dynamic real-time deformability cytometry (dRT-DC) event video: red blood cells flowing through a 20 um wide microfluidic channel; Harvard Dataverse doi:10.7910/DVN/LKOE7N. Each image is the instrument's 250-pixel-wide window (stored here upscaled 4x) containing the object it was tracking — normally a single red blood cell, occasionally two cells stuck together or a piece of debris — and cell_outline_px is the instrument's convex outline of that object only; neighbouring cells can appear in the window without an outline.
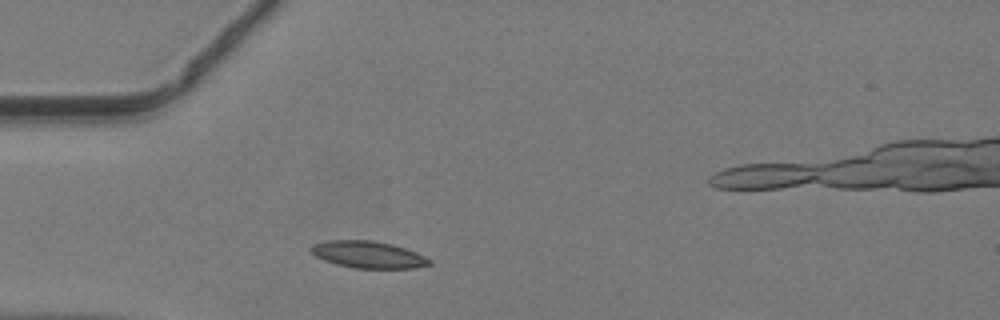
{"species": "common noctule bat (a hibernating species)", "species_latin": "Nyctalus noctula", "temperature_condition": "warm", "stored_images_in_passage": 35, "camera_frame_rate_fps": 3000, "um_per_image_px": 0.085, "animal": {"sex": "male", "body_mass_g": 19.2, "forearm_length_mm": 51.8}, "frame": {"image": 1, "passage_image": 1, "time_ms": 0.0, "image_size_px": [1000, 320], "cell_outline_px": [[432, 264], [416, 268], [356, 268], [336, 264], [324, 260], [316, 256], [308, 248], [312, 244], [328, 240], [372, 240], [392, 244], [416, 252], [432, 260]], "centroid_in_image_um": [31.3, 21.64], "position_along_channel_um": 53.7, "area_um2": 18.61}}
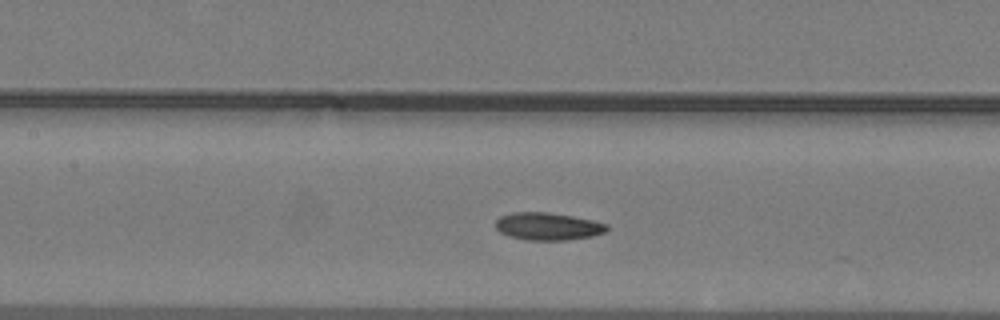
{"frame": {"image": 2, "passage_image": 9, "time_ms": 2.667, "image_size_px": [1000, 320], "cell_outline_px": [[608, 228], [604, 232], [592, 236], [568, 240], [524, 240], [508, 236], [500, 232], [496, 228], [496, 220], [500, 216], [512, 212], [548, 212], [572, 216], [592, 220], [608, 224]], "centroid_in_image_um": [46.54, 19.24], "position_along_channel_um": 160.9, "area_um2": 17.92}}
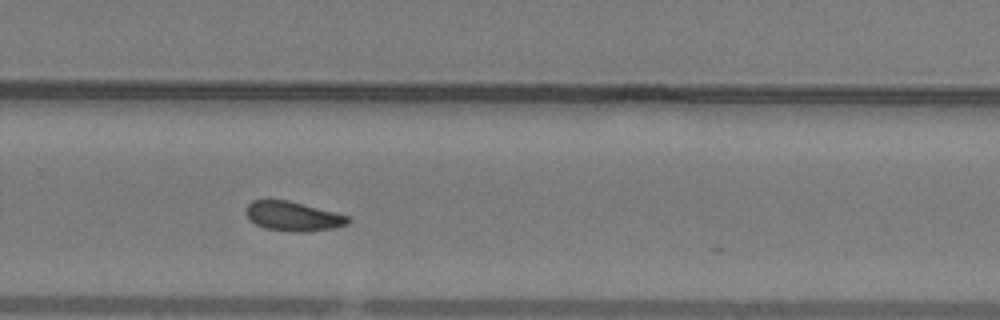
{"frame": {"image": 3, "passage_image": 19, "time_ms": 6.0, "image_size_px": [1000, 320], "cell_outline_px": [[352, 220], [348, 224], [336, 228], [308, 232], [288, 232], [264, 228], [248, 220], [244, 212], [244, 208], [252, 200], [288, 200], [348, 216]], "centroid_in_image_um": [24.87, 18.4], "position_along_channel_um": 304.9, "area_um2": 17.8}}